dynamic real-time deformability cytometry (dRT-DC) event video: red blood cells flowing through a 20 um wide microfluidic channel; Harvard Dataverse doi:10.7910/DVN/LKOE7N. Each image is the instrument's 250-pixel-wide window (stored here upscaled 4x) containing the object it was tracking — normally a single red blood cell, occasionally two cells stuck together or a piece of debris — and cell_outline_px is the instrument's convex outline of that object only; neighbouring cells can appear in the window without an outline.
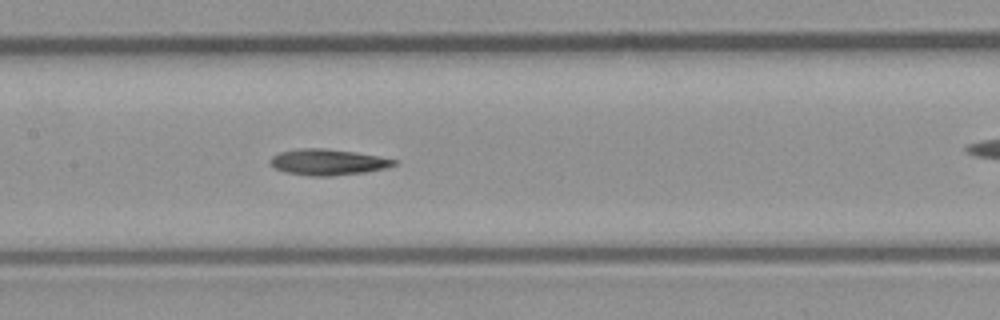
{"species": "common noctule bat (a hibernating species)", "species_latin": "Nyctalus noctula", "temperature_condition": "room temperature", "stored_images_in_passage": 42, "camera_frame_rate_fps": 3000, "um_per_image_px": 0.085, "animal": {"sex": "male", "body_mass_g": 23.1, "forearm_length_mm": 52.7}, "frame": {"image": 1, "passage_image": 24, "time_ms": 7.667, "image_size_px": [1000, 320], "cell_outline_px": [[400, 160], [396, 164], [388, 168], [364, 172], [332, 176], [308, 176], [284, 172], [276, 168], [268, 160], [272, 156], [280, 152], [300, 148], [324, 148], [356, 152], [380, 156]], "centroid_in_image_um": [27.9, 13.78], "position_along_channel_um": 179.5, "area_um2": 18.96}}
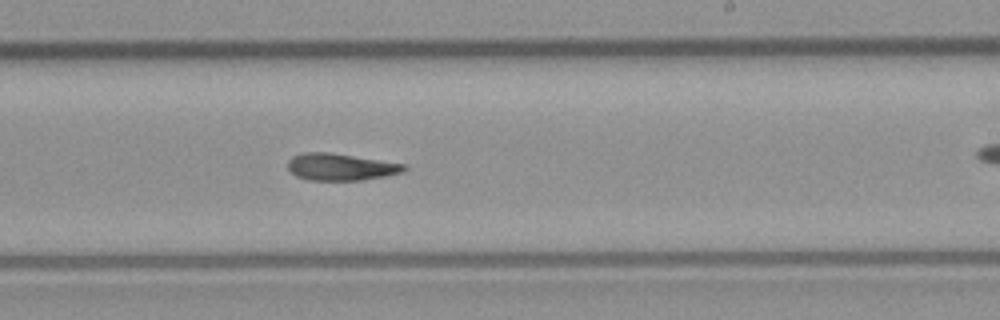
{"frame": {"image": 2, "passage_image": 30, "time_ms": 9.667, "image_size_px": [1000, 320], "cell_outline_px": [[408, 168], [404, 172], [364, 180], [308, 180], [296, 176], [288, 168], [288, 160], [292, 156], [304, 152], [328, 152], [408, 164]], "centroid_in_image_um": [28.99, 14.19], "position_along_channel_um": 260.0, "area_um2": 18.38}}
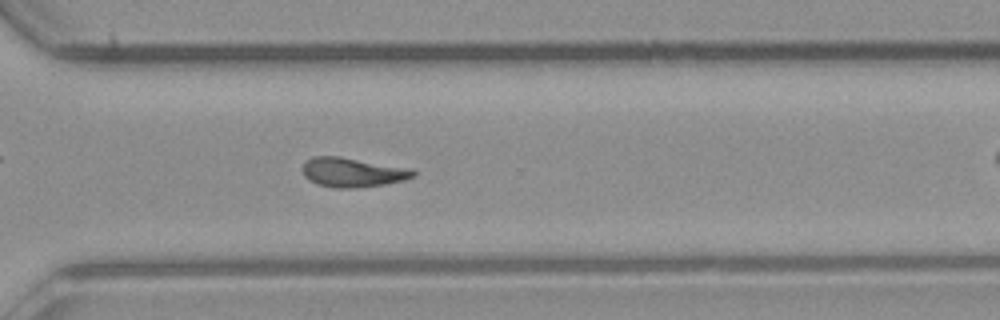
{"frame": {"image": 3, "passage_image": 36, "time_ms": 11.667, "image_size_px": [1000, 320], "cell_outline_px": [[416, 176], [404, 180], [384, 184], [356, 188], [332, 188], [316, 184], [308, 180], [304, 176], [304, 160], [312, 156], [340, 156], [412, 168], [416, 172]], "centroid_in_image_um": [29.97, 14.64], "position_along_channel_um": 340.6, "area_um2": 19.25}}